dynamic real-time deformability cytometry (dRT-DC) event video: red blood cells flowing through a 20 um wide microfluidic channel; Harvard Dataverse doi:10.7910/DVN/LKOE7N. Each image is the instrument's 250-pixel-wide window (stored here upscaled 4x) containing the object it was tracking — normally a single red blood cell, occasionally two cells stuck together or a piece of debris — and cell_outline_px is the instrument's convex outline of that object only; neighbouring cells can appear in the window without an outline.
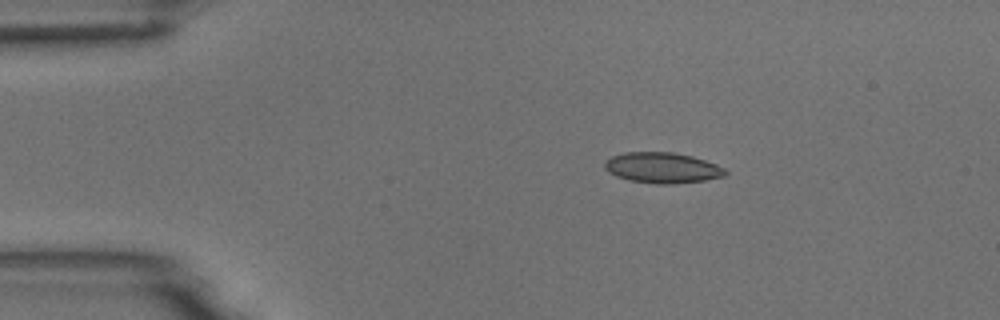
{"species": "common noctule bat (a hibernating species)", "species_latin": "Nyctalus noctula", "temperature_condition": "room temperature", "stored_images_in_passage": 4, "camera_frame_rate_fps": 3000, "um_per_image_px": 0.085, "animal": {"sex": "male", "body_mass_g": 18.8}, "frame": {"image": 1, "passage_image": 1, "time_ms": 0.0, "image_size_px": [1000, 320], "cell_outline_px": [[728, 172], [724, 176], [704, 180], [672, 184], [656, 184], [628, 180], [616, 176], [608, 172], [604, 168], [604, 160], [612, 156], [624, 152], [672, 152], [692, 156], [716, 164], [724, 168]], "centroid_in_image_um": [56.26, 14.26], "position_along_channel_um": 28.7, "area_um2": 21.62}}
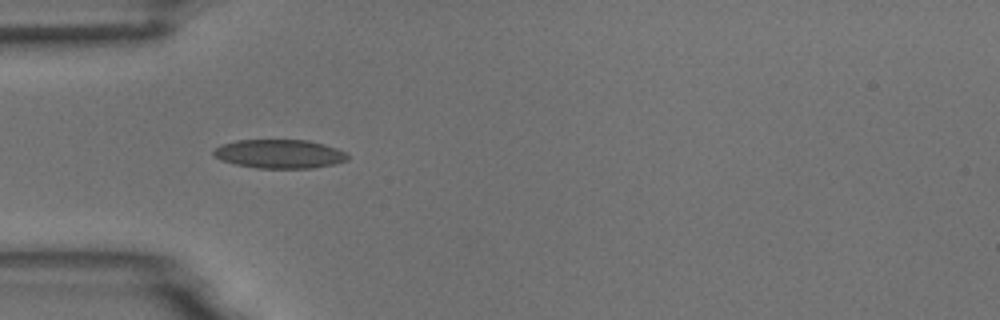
{"frame": {"image": 2, "passage_image": 3, "time_ms": 0.667, "image_size_px": [1000, 320], "cell_outline_px": [[348, 160], [332, 164], [312, 168], [256, 168], [236, 164], [220, 160], [212, 156], [212, 152], [220, 144], [236, 140], [308, 140], [324, 144], [348, 152]], "centroid_in_image_um": [23.73, 13.08], "position_along_channel_um": 61.3, "area_um2": 22.66}}